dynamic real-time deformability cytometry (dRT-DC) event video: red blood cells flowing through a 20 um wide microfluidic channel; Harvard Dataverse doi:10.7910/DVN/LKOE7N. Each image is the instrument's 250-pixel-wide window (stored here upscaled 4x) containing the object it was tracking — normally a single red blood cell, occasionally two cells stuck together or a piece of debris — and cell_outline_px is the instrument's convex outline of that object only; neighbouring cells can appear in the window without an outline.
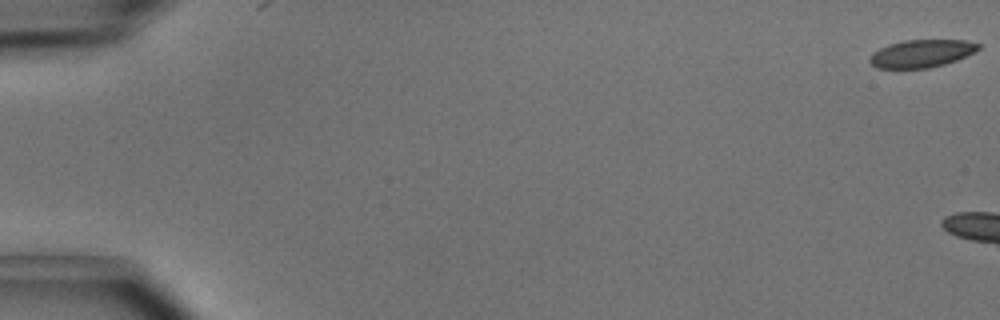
{"species": "common noctule bat (a hibernating species)", "species_latin": "Nyctalus noctula", "temperature_condition": "cold", "stored_images_in_passage": 4, "camera_frame_rate_fps": 3000, "um_per_image_px": 0.085, "animal": {"sex": "male", "body_mass_g": 15.6}, "frame": {"image": 1, "passage_image": 1, "time_ms": 0.0, "image_size_px": [1000, 320], "cell_outline_px": [[980, 48], [956, 60], [944, 64], [928, 68], [876, 68], [868, 60], [872, 52], [888, 44], [904, 40], [964, 40], [980, 44]], "centroid_in_image_um": [78.28, 4.54], "position_along_channel_um": 6.7, "area_um2": 17.4}}